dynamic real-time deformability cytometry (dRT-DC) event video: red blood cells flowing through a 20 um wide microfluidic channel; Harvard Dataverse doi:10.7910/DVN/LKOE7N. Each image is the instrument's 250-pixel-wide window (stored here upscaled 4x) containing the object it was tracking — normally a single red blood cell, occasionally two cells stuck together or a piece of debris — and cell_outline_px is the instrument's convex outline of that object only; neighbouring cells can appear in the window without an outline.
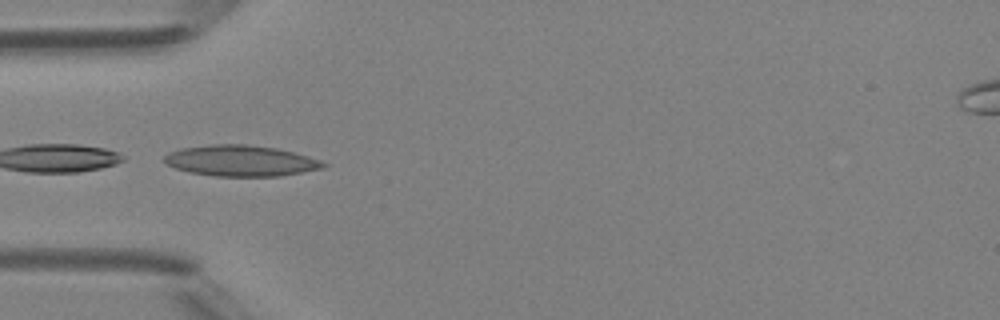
{"species": "Egyptian fruit bat (a non-hibernating species)", "species_latin": "Rousettus aegyptiacus", "temperature_condition": "room temperature", "stored_images_in_passage": 5, "camera_frame_rate_fps": 3000, "um_per_image_px": 0.085, "animal": {"sex": "female"}, "frame": {"image": 1, "passage_image": 4, "time_ms": 3.333, "image_size_px": [1000, 320], "cell_outline_px": [[328, 164], [324, 168], [280, 176], [216, 176], [192, 172], [176, 168], [168, 164], [164, 160], [164, 156], [168, 152], [180, 148], [208, 144], [244, 144], [276, 148], [308, 156], [320, 160]], "centroid_in_image_um": [20.47, 13.65], "position_along_channel_um": 64.5, "area_um2": 28.55}}
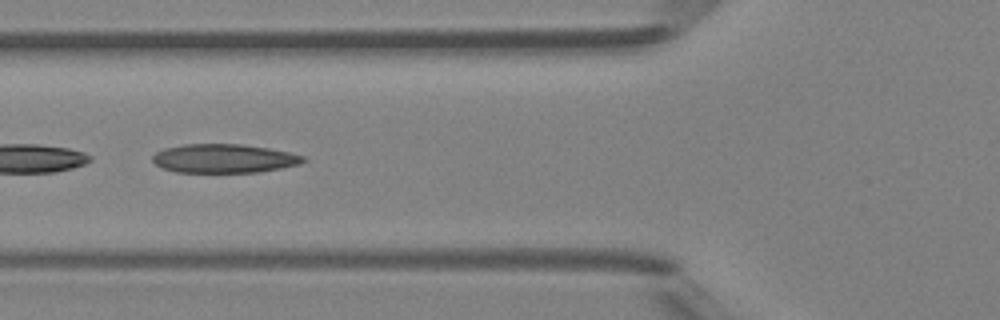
{"frame": {"image": 2, "passage_image": 5, "time_ms": 4.333, "image_size_px": [1000, 320], "cell_outline_px": [[308, 160], [300, 164], [260, 172], [176, 172], [160, 168], [152, 160], [152, 156], [156, 152], [164, 148], [184, 144], [240, 144], [268, 148], [288, 152], [304, 156]], "centroid_in_image_um": [19.02, 13.47], "position_along_channel_um": 106.8, "area_um2": 25.37}}